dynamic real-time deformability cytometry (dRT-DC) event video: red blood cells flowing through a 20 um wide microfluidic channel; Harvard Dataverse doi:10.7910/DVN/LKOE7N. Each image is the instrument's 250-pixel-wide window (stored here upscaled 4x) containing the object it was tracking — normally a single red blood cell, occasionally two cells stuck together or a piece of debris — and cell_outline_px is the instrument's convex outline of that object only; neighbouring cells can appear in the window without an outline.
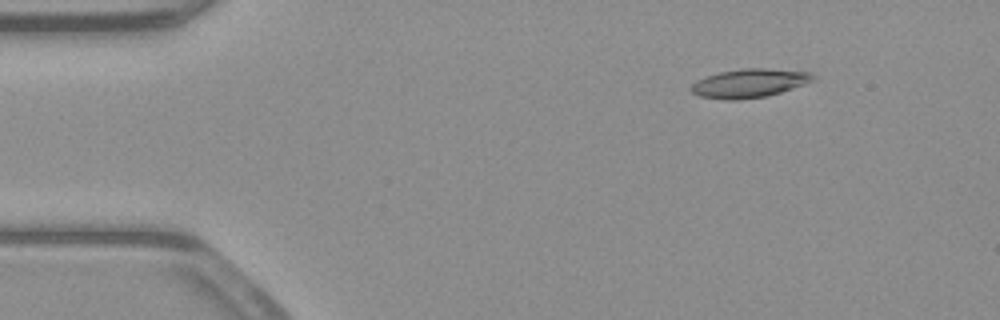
{"species": "common noctule bat (a hibernating species)", "species_latin": "Nyctalus noctula", "temperature_condition": "warm", "stored_images_in_passage": 52, "camera_frame_rate_fps": 3000, "um_per_image_px": 0.085, "animal": {"sex": "male", "body_mass_g": 23.1, "forearm_length_mm": 52.7}, "frame": {"image": 1, "passage_image": 7, "time_ms": 2.0, "image_size_px": [1000, 320], "cell_outline_px": [[816, 80], [780, 92], [764, 96], [740, 100], [728, 100], [700, 96], [692, 92], [688, 88], [696, 80], [720, 72], [744, 68], [768, 68], [812, 72], [816, 76]], "centroid_in_image_um": [63.71, 7.06], "position_along_channel_um": 21.3, "area_um2": 20.4}}
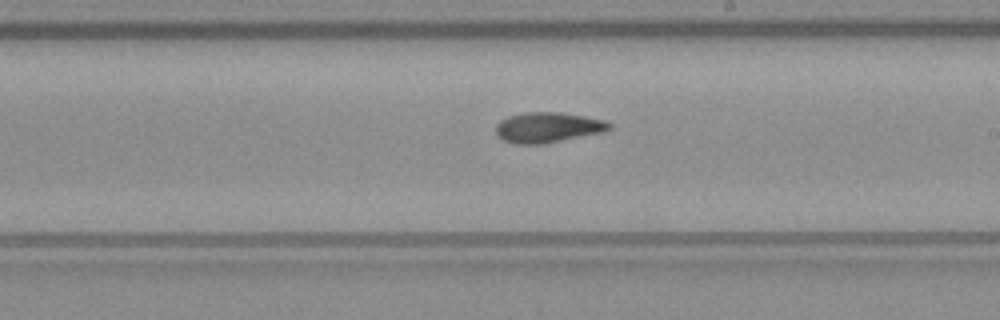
{"frame": {"image": 2, "passage_image": 30, "time_ms": 9.667, "image_size_px": [1000, 320], "cell_outline_px": [[612, 128], [604, 132], [540, 144], [516, 144], [504, 140], [496, 136], [496, 124], [500, 120], [508, 116], [524, 112], [560, 112], [584, 116], [604, 120], [612, 124]], "centroid_in_image_um": [46.55, 10.82], "position_along_channel_um": 242.5, "area_um2": 20.06}}
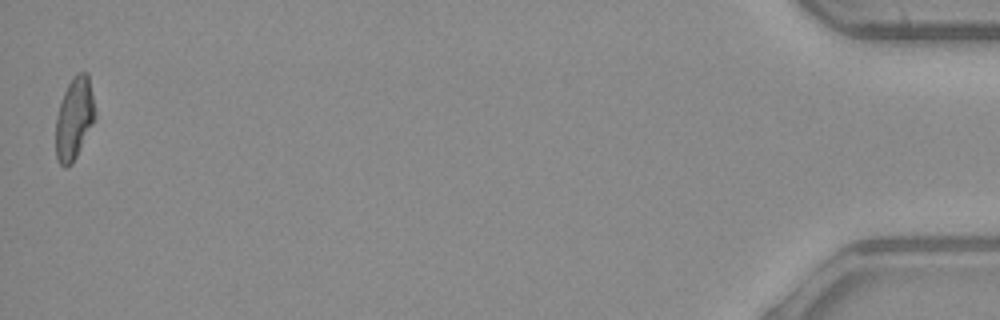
{"frame": {"image": 3, "passage_image": 52, "time_ms": 17.0, "image_size_px": [1000, 320], "cell_outline_px": [[96, 116], [72, 164], [64, 168], [60, 164], [56, 156], [56, 116], [64, 92], [72, 76], [76, 72], [88, 72], [96, 112]], "centroid_in_image_um": [6.31, 10.03], "position_along_channel_um": 428.9, "area_um2": 18.73}, "authors_computed_cell_mechanics": {"area_um2": 19.3341, "velocity_mm_per_s": 3.9456, "shape_relaxation_time_tau1_ms": null, "shape_relaxation_time_tau2_ms": 8.1356, "deformation_change_tau1": null, "deformation_change_tau2": 0.1874}}